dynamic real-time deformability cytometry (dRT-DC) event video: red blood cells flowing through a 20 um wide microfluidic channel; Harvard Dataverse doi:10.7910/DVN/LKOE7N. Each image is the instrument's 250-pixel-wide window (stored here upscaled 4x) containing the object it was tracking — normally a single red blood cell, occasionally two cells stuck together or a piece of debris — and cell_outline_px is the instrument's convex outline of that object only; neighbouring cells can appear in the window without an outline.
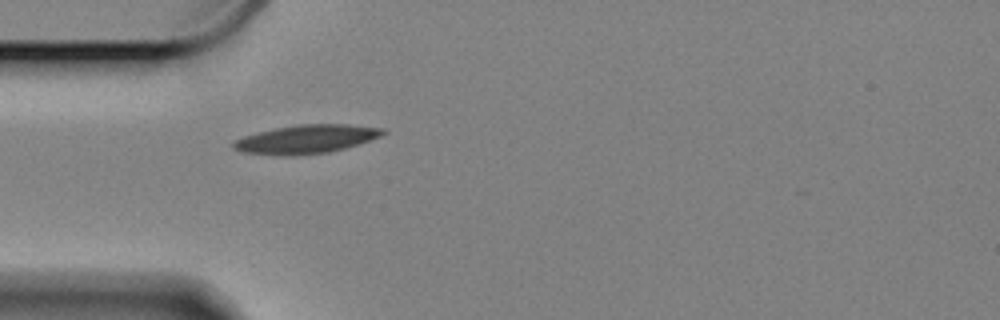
{"species": "Egyptian fruit bat (a non-hibernating species)", "species_latin": "Rousettus aegyptiacus", "temperature_condition": "cold", "stored_images_in_passage": 27, "camera_frame_rate_fps": 3000, "um_per_image_px": 0.085, "animal": {"sex": "female"}, "frame": {"image": 1, "passage_image": 1, "time_ms": 0.0, "image_size_px": [1000, 320], "cell_outline_px": [[388, 132], [380, 136], [344, 148], [328, 152], [296, 156], [280, 156], [240, 152], [232, 148], [232, 144], [236, 140], [244, 136], [276, 128], [300, 124], [348, 124], [384, 128]], "centroid_in_image_um": [26.01, 11.84], "position_along_channel_um": 59.0, "area_um2": 24.85}}
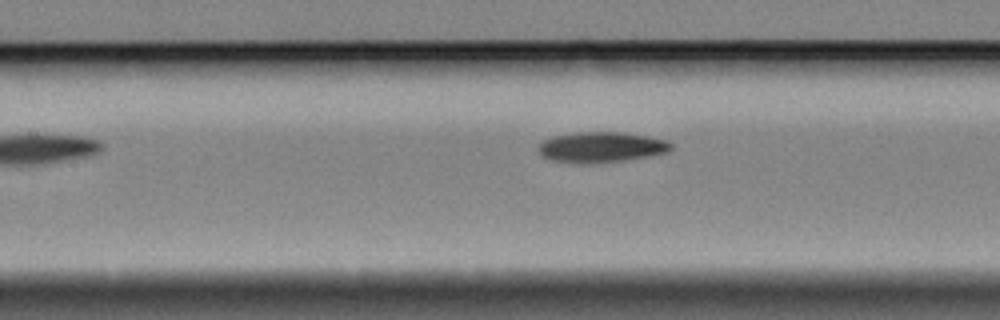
{"frame": {"image": 2, "passage_image": 10, "time_ms": 3.0, "image_size_px": [1000, 320], "cell_outline_px": [[672, 148], [668, 152], [648, 156], [624, 160], [592, 164], [576, 164], [552, 160], [540, 156], [540, 144], [544, 140], [552, 136], [576, 132], [624, 132], [648, 136], [664, 140], [672, 144]], "centroid_in_image_um": [51.08, 12.51], "position_along_channel_um": 156.3, "area_um2": 23.7}}
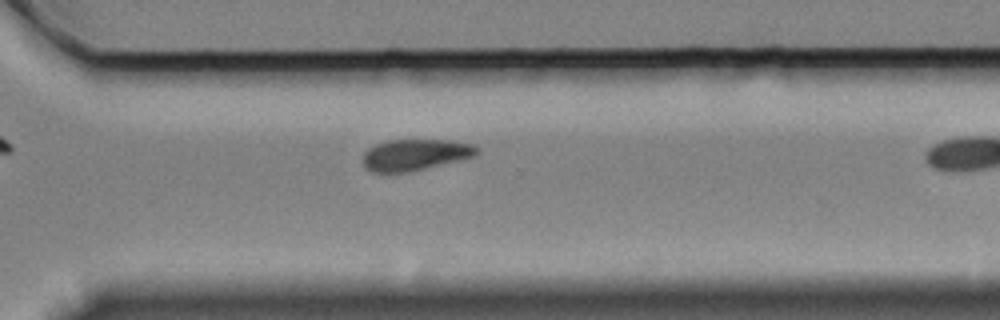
{"frame": {"image": 3, "passage_image": 22, "time_ms": 7.0, "image_size_px": [1000, 320], "cell_outline_px": [[480, 152], [476, 156], [460, 160], [408, 172], [372, 172], [364, 168], [364, 152], [368, 148], [376, 144], [388, 140], [448, 140], [472, 144], [480, 148]], "centroid_in_image_um": [35.31, 13.15], "position_along_channel_um": 335.3, "area_um2": 20.81}}